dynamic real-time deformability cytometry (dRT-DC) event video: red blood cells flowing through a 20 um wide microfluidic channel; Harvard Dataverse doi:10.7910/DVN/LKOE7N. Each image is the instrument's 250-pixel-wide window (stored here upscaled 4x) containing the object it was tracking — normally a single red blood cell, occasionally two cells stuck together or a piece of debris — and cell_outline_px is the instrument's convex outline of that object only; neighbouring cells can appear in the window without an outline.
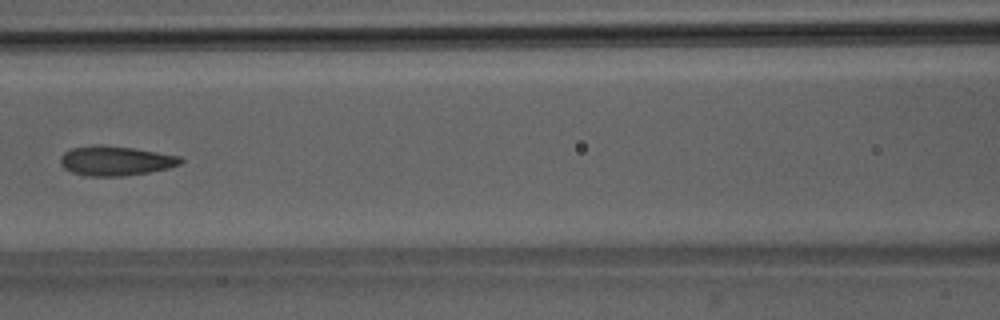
{"species": "Egyptian fruit bat (a non-hibernating species)", "species_latin": "Rousettus aegyptiacus", "temperature_condition": "room temperature", "stored_images_in_passage": 7, "camera_frame_rate_fps": 3000, "um_per_image_px": 0.085, "animal": {"sex": "male"}, "frame": {"image": 1, "passage_image": 6, "time_ms": 6.0, "image_size_px": [1000, 320], "cell_outline_px": [[184, 160], [180, 164], [168, 168], [148, 172], [124, 176], [88, 176], [72, 172], [64, 168], [60, 164], [60, 156], [64, 152], [72, 148], [96, 144], [132, 148], [180, 156]], "centroid_in_image_um": [9.8, 13.67], "position_along_channel_um": 156.8, "area_um2": 20.63}}